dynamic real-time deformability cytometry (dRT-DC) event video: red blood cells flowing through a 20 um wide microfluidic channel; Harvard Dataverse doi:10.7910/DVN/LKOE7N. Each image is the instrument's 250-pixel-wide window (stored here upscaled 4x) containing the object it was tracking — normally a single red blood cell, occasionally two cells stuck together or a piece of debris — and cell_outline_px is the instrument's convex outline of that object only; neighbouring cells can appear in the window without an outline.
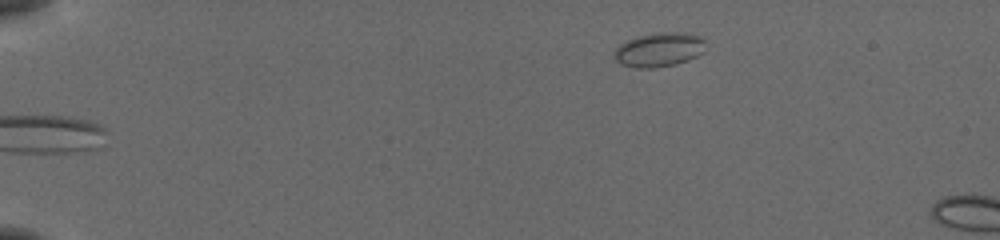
{"species": "common noctule bat (a hibernating species)", "species_latin": "Nyctalus noctula", "temperature_condition": "cold", "stored_images_in_passage": 4, "camera_frame_rate_fps": 3000, "um_per_image_px": 0.085, "animal": {"sex": "female", "body_mass_g": 19.5, "forearm_length_mm": 54.1}, "frame": {"image": 1, "passage_image": 1, "time_ms": 0.0, "image_size_px": [1000, 240], "cell_outline_px": [[704, 52], [688, 60], [676, 64], [652, 68], [636, 68], [620, 64], [612, 56], [612, 52], [620, 44], [628, 40], [640, 36], [656, 32], [688, 32], [704, 36]], "centroid_in_image_um": [56.03, 4.21], "position_along_channel_um": 29.0, "area_um2": 18.5}}